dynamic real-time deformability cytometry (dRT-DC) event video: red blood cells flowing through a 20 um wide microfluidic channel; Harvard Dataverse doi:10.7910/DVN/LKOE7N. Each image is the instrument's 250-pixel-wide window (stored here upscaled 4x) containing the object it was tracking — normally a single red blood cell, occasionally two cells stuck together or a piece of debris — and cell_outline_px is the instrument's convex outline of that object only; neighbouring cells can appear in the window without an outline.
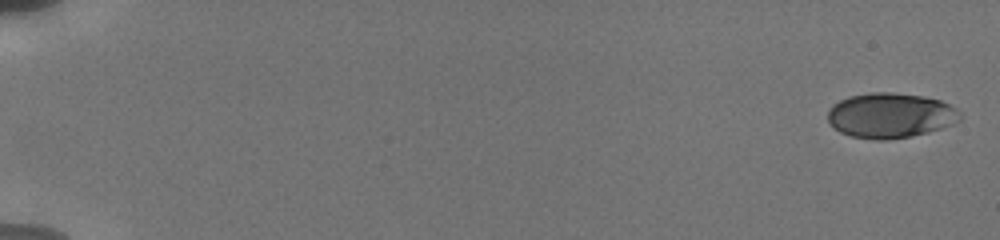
{"species": "human", "species_latin": "Homo sapiens", "temperature_condition": "cold", "stored_images_in_passage": 17, "camera_frame_rate_fps": 3000, "um_per_image_px": 0.085, "donor": {"sex": "male"}, "frame": {"image": 1, "passage_image": 1, "time_ms": 0.0, "image_size_px": [1000, 240], "cell_outline_px": [[960, 120], [952, 124], [928, 132], [908, 136], [884, 140], [876, 140], [852, 136], [840, 132], [828, 120], [828, 108], [832, 104], [848, 96], [872, 92], [892, 92], [924, 96], [940, 100], [956, 108], [960, 112]], "centroid_in_image_um": [75.67, 9.79], "position_along_channel_um": 9.3, "area_um2": 34.62}}
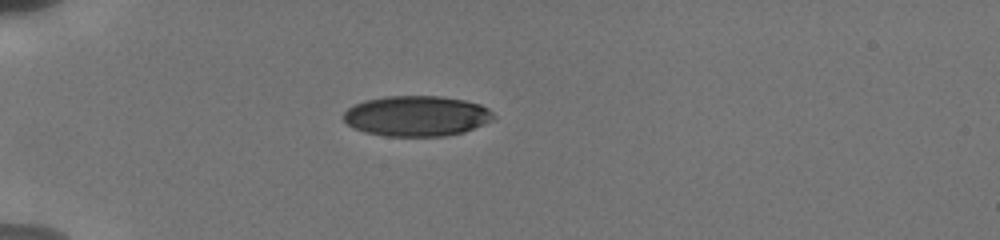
{"frame": {"image": 2, "passage_image": 10, "time_ms": 5.333, "image_size_px": [1000, 240], "cell_outline_px": [[496, 116], [492, 120], [484, 124], [464, 132], [444, 136], [384, 136], [364, 132], [352, 128], [340, 116], [348, 108], [364, 100], [384, 96], [440, 96], [464, 100], [480, 104], [488, 108]], "centroid_in_image_um": [35.39, 9.86], "position_along_channel_um": 49.6, "area_um2": 35.6}}
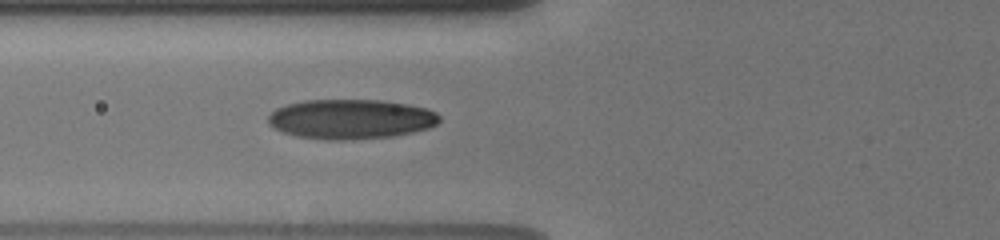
{"frame": {"image": 3, "passage_image": 16, "time_ms": 7.333, "image_size_px": [1000, 240], "cell_outline_px": [[440, 120], [436, 124], [428, 128], [412, 132], [392, 136], [344, 140], [328, 140], [296, 136], [280, 132], [272, 128], [268, 124], [268, 116], [276, 108], [288, 104], [304, 100], [380, 100], [408, 104], [428, 108], [436, 112], [440, 116]], "centroid_in_image_um": [29.79, 10.12], "position_along_channel_um": 96.0, "area_um2": 39.82}}